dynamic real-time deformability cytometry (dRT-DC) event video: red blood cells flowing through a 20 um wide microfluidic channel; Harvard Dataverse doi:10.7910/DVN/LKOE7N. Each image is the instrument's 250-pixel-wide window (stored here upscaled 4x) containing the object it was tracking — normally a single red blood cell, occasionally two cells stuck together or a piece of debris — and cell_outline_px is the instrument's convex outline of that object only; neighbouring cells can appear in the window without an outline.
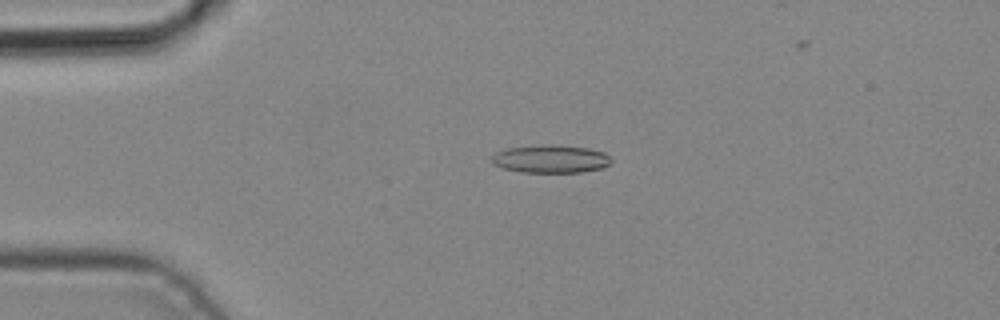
{"species": "common noctule bat (a hibernating species)", "species_latin": "Nyctalus noctula", "temperature_condition": "cold", "stored_images_in_passage": 5, "camera_frame_rate_fps": 3000, "um_per_image_px": 0.085, "animal": {"sex": "male", "body_mass_g": 19.2, "forearm_length_mm": 51.8}, "frame": {"image": 1, "passage_image": 3, "time_ms": 0.667, "image_size_px": [1000, 320], "cell_outline_px": [[612, 160], [608, 164], [600, 168], [584, 172], [520, 172], [504, 168], [492, 164], [492, 156], [496, 152], [508, 148], [548, 144], [552, 144], [588, 148], [604, 152]], "centroid_in_image_um": [46.8, 13.51], "position_along_channel_um": 38.2, "area_um2": 19.36}}
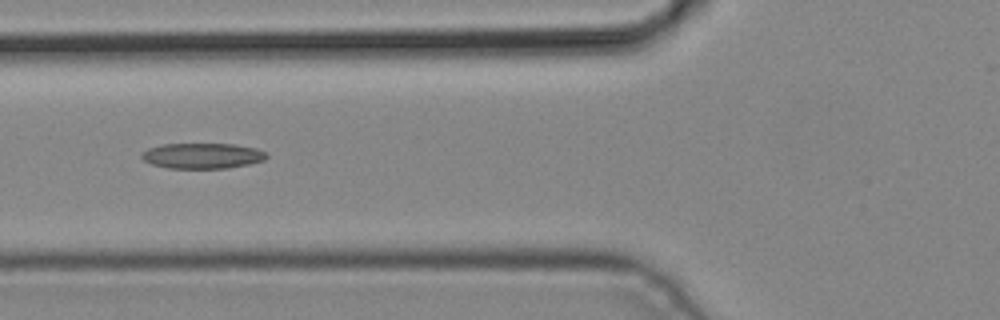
{"frame": {"image": 2, "passage_image": 5, "time_ms": 1.333, "image_size_px": [1000, 320], "cell_outline_px": [[268, 156], [264, 160], [248, 164], [228, 168], [168, 168], [152, 164], [144, 160], [140, 156], [140, 152], [148, 148], [164, 144], [232, 144], [256, 148], [264, 152]], "centroid_in_image_um": [17.17, 13.24], "position_along_channel_um": 108.6, "area_um2": 18.5}}